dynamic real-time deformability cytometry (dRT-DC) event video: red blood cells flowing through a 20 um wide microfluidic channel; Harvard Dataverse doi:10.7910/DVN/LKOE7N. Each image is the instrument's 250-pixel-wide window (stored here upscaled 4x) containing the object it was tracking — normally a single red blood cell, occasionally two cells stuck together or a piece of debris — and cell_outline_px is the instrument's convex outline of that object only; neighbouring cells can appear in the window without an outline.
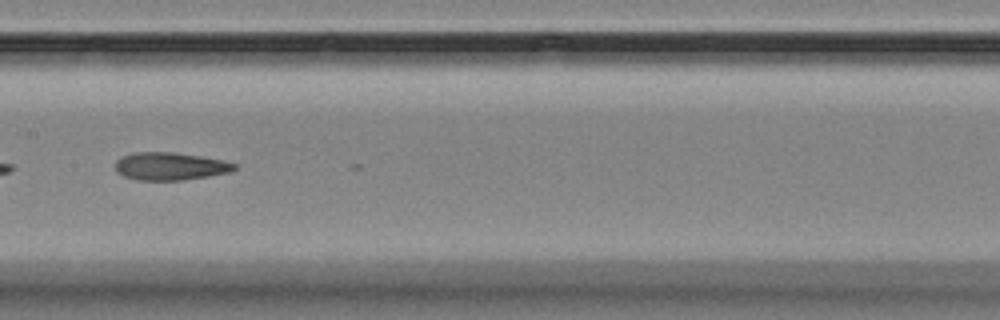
{"species": "Egyptian fruit bat (a non-hibernating species)", "species_latin": "Rousettus aegyptiacus", "temperature_condition": "room temperature", "stored_images_in_passage": 10, "segment_of_instrument_passage": [2, 2], "camera_frame_rate_fps": 3000, "um_per_image_px": 0.085, "animal": {"sex": "female"}, "frame": {"image": 1, "passage_image": 8, "time_ms": 8.333, "image_size_px": [1000, 320], "cell_outline_px": [[236, 168], [228, 172], [180, 180], [136, 180], [124, 176], [116, 172], [116, 160], [132, 152], [172, 152], [200, 156], [224, 160], [236, 164]], "centroid_in_image_um": [14.42, 14.12], "position_along_channel_um": 193.0, "area_um2": 19.02}}
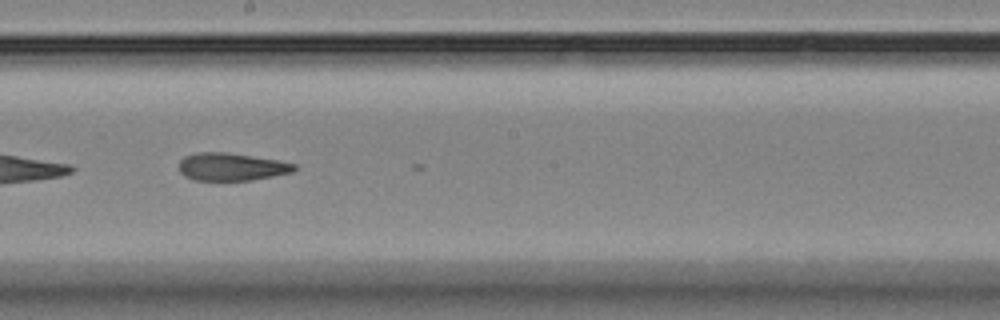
{"frame": {"image": 2, "passage_image": 9, "time_ms": 9.333, "image_size_px": [1000, 320], "cell_outline_px": [[300, 168], [292, 172], [252, 180], [192, 180], [184, 176], [180, 172], [180, 160], [184, 156], [196, 152], [224, 152], [280, 160], [296, 164]], "centroid_in_image_um": [19.69, 14.17], "position_along_channel_um": 228.5, "area_um2": 18.73}}